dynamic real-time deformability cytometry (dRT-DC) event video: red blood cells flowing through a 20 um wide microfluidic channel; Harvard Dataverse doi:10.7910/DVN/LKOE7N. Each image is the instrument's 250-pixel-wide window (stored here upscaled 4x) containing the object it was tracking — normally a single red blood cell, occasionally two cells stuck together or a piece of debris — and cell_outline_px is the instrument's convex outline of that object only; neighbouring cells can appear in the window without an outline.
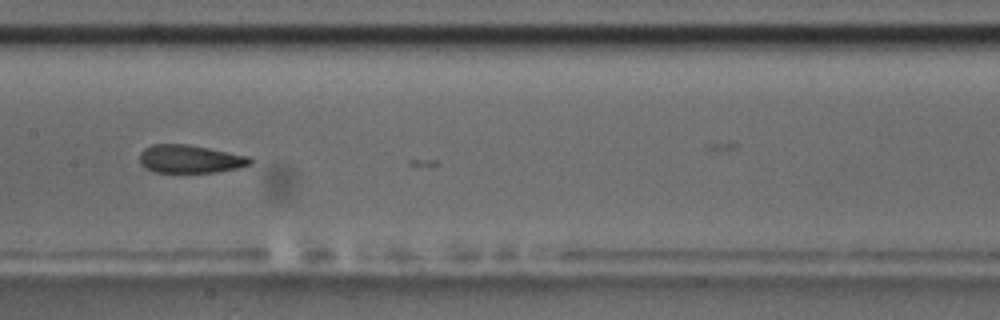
{"species": "common noctule bat (a hibernating species)", "species_latin": "Nyctalus noctula", "temperature_condition": "room temperature", "stored_images_in_passage": 11, "camera_frame_rate_fps": 3000, "um_per_image_px": 0.085, "animal": {"sex": "male", "body_mass_g": 17.5, "forearm_length_mm": 52.3}, "frame": {"image": 1, "passage_image": 9, "time_ms": 9.667, "image_size_px": [1000, 320], "cell_outline_px": [[252, 164], [236, 168], [216, 172], [156, 172], [140, 164], [140, 152], [144, 148], [152, 144], [188, 144], [248, 156], [252, 160]], "centroid_in_image_um": [16.14, 13.5], "position_along_channel_um": 191.3, "area_um2": 17.92}}